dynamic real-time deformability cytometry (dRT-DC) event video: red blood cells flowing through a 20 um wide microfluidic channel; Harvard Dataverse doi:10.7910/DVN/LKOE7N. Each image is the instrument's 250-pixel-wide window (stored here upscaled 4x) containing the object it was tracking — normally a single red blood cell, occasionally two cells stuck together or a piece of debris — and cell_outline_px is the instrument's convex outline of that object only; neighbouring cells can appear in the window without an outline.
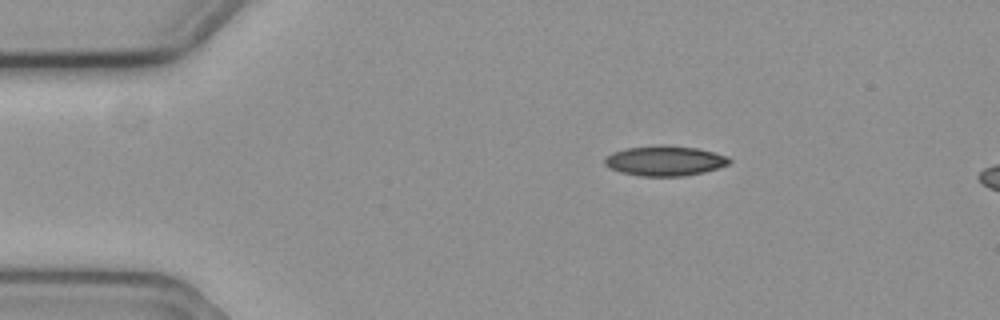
{"species": "common noctule bat (a hibernating species)", "species_latin": "Nyctalus noctula", "temperature_condition": "cold", "stored_images_in_passage": 9, "camera_frame_rate_fps": 3000, "um_per_image_px": 0.085, "animal": {"sex": "female", "body_mass_g": 19.3, "forearm_length_mm": 54.1}, "frame": {"image": 1, "passage_image": 1, "time_ms": 0.0, "image_size_px": [1000, 320], "cell_outline_px": [[732, 160], [728, 164], [704, 172], [684, 176], [640, 176], [620, 172], [604, 164], [604, 160], [612, 152], [624, 148], [656, 144], [664, 144], [696, 148], [728, 156]], "centroid_in_image_um": [56.49, 13.65], "position_along_channel_um": 28.5, "area_um2": 21.91}}